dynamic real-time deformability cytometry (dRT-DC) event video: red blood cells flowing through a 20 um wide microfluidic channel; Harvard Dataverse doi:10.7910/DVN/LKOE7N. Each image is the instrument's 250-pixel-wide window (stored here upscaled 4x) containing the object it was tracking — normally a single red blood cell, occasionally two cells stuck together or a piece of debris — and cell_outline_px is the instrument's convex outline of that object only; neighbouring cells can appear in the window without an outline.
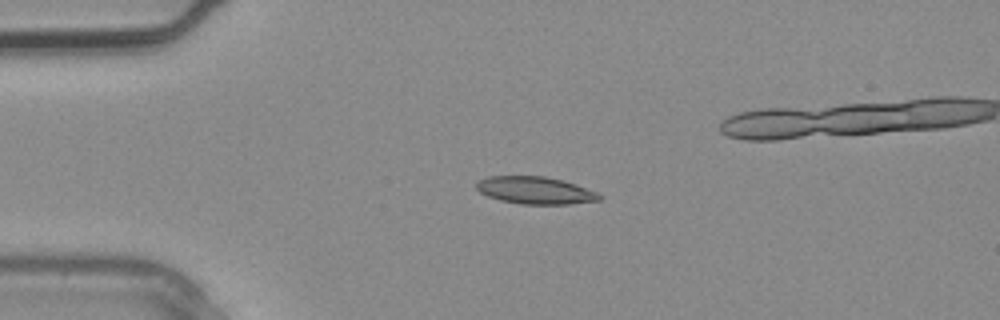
{"species": "common noctule bat (a hibernating species)", "species_latin": "Nyctalus noctula", "temperature_condition": "warm", "stored_images_in_passage": 5, "camera_frame_rate_fps": 3000, "um_per_image_px": 0.085, "animal": {"sex": "male", "body_mass_g": 20.4}, "frame": {"image": 1, "passage_image": 3, "time_ms": 0.667, "image_size_px": [1000, 320], "cell_outline_px": [[604, 196], [600, 200], [568, 204], [524, 204], [500, 200], [488, 196], [480, 192], [476, 188], [476, 184], [480, 180], [488, 176], [544, 176], [564, 180], [576, 184], [596, 192]], "centroid_in_image_um": [45.52, 16.17], "position_along_channel_um": 39.5, "area_um2": 19.54}}